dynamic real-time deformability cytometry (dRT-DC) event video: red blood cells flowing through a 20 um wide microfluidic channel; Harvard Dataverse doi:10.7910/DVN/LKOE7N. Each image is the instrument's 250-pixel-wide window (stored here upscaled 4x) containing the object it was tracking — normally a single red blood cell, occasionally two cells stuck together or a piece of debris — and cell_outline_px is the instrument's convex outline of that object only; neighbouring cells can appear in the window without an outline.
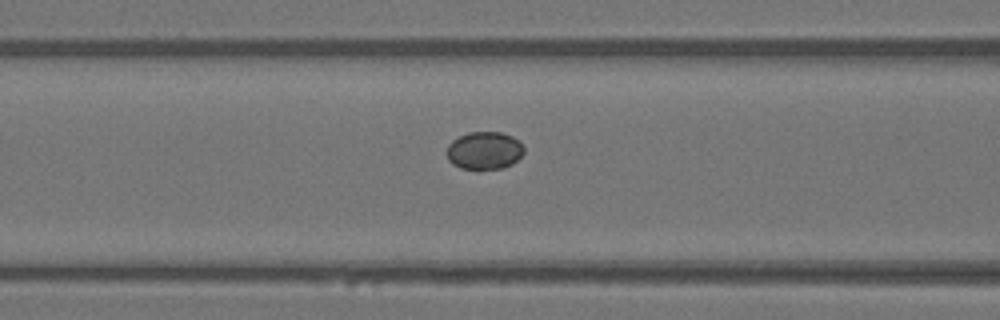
{"species": "Egyptian fruit bat (a non-hibernating species)", "species_latin": "Rousettus aegyptiacus", "temperature_condition": "warm", "stored_images_in_passage": 16, "camera_frame_rate_fps": 3000, "um_per_image_px": 0.085, "animal": {"sex": "female"}, "frame": {"image": 1, "passage_image": 14, "time_ms": 4.333, "image_size_px": [1000, 320], "cell_outline_px": [[524, 152], [512, 164], [504, 168], [460, 168], [452, 164], [448, 160], [448, 144], [452, 140], [468, 132], [500, 132], [512, 136], [520, 140], [524, 144]], "centroid_in_image_um": [41.2, 12.78], "position_along_channel_um": 125.4, "area_um2": 16.94}}